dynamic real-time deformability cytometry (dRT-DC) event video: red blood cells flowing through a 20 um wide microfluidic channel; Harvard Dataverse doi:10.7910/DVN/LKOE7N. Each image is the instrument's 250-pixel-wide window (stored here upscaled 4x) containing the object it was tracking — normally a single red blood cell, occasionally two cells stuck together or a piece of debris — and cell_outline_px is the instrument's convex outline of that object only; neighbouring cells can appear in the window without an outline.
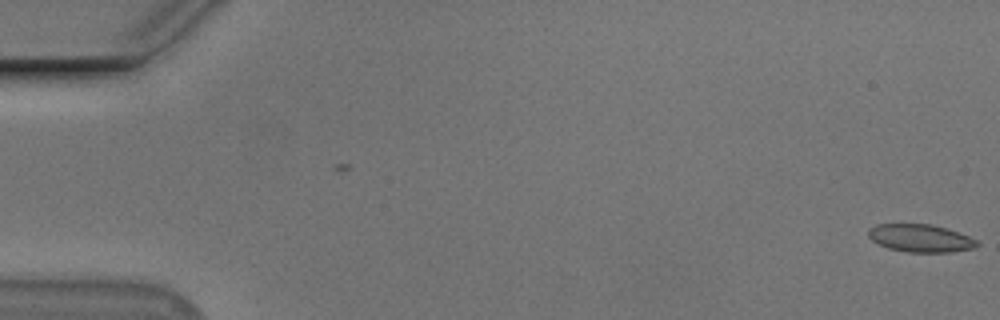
{"species": "Egyptian fruit bat (a non-hibernating species)", "species_latin": "Rousettus aegyptiacus", "temperature_condition": "cold", "stored_images_in_passage": 56, "camera_frame_rate_fps": 3000, "um_per_image_px": 0.085, "animal": {"sex": "male"}, "frame": {"image": 1, "passage_image": 1, "time_ms": 0.0, "image_size_px": [1000, 320], "cell_outline_px": [[980, 244], [976, 248], [952, 252], [908, 252], [888, 248], [872, 240], [868, 236], [868, 228], [876, 224], [932, 224], [968, 236], [976, 240]], "centroid_in_image_um": [78.23, 20.25], "position_along_channel_um": 6.8, "area_um2": 17.51}}
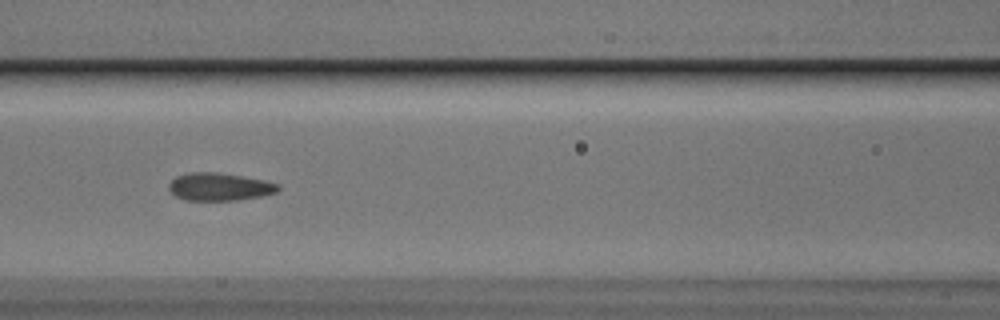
{"frame": {"image": 2, "passage_image": 25, "time_ms": 8.0, "image_size_px": [1000, 320], "cell_outline_px": [[280, 188], [276, 192], [264, 196], [236, 200], [184, 200], [176, 196], [168, 188], [168, 184], [176, 176], [192, 172], [216, 172], [244, 176], [264, 180], [280, 184]], "centroid_in_image_um": [18.68, 15.87], "position_along_channel_um": 147.9, "area_um2": 17.74}}
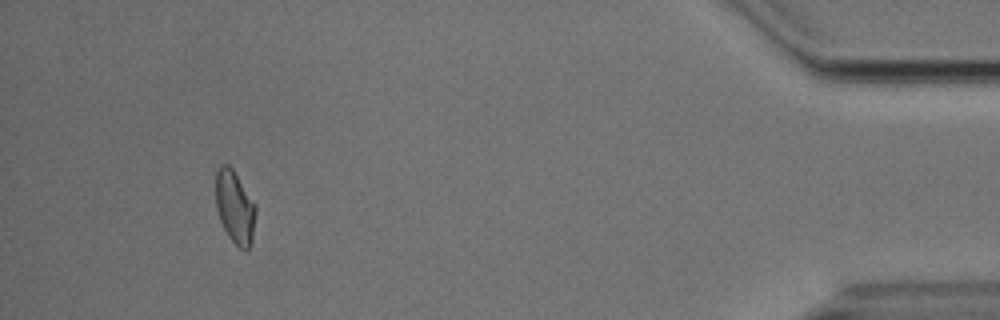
{"frame": {"image": 3, "passage_image": 52, "time_ms": 17.0, "image_size_px": [1000, 320], "cell_outline_px": [[256, 212], [252, 240], [248, 252], [244, 252], [228, 236], [220, 220], [216, 208], [216, 172], [220, 164], [228, 164], [232, 168], [256, 204]], "centroid_in_image_um": [19.97, 17.62], "position_along_channel_um": 415.2, "area_um2": 17.11}, "authors_computed_cell_mechanics": {"area_um2": 17.5712, "velocity_mm_per_s": 3.7111, "shape_relaxation_time_tau1_ms": 3.4349, "shape_relaxation_time_tau2_ms": 1.0222, "deformation_change_tau1": 0.1122, "deformation_change_tau2": 0.0754}}